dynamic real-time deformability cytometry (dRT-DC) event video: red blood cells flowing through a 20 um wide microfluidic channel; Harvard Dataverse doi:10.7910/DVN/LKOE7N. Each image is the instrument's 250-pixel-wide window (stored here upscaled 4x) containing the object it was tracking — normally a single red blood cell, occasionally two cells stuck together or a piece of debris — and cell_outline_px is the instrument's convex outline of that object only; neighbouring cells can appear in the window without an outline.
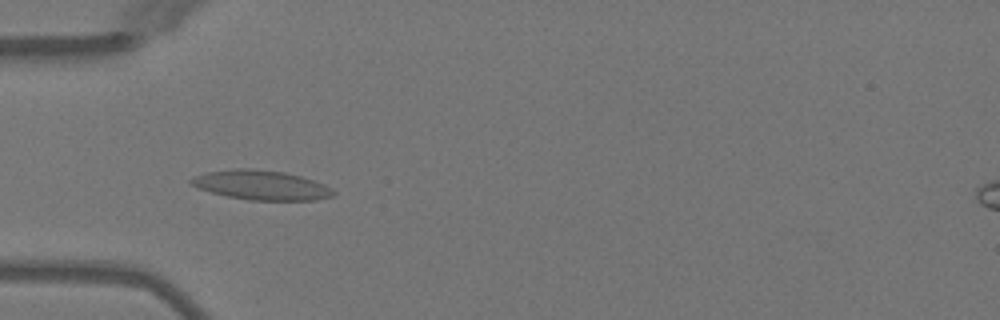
{"species": "Egyptian fruit bat (a non-hibernating species)", "species_latin": "Rousettus aegyptiacus", "temperature_condition": "warm", "stored_images_in_passage": 5, "camera_frame_rate_fps": 3000, "um_per_image_px": 0.085, "animal": {"sex": "female"}, "frame": {"image": 1, "passage_image": 3, "time_ms": 2.667, "image_size_px": [1000, 320], "cell_outline_px": [[336, 192], [332, 196], [316, 200], [248, 200], [228, 196], [212, 192], [200, 188], [192, 184], [188, 180], [196, 176], [208, 172], [232, 168], [248, 168], [284, 172], [300, 176], [324, 184], [332, 188]], "centroid_in_image_um": [22.24, 15.73], "position_along_channel_um": 62.8, "area_um2": 24.22}}
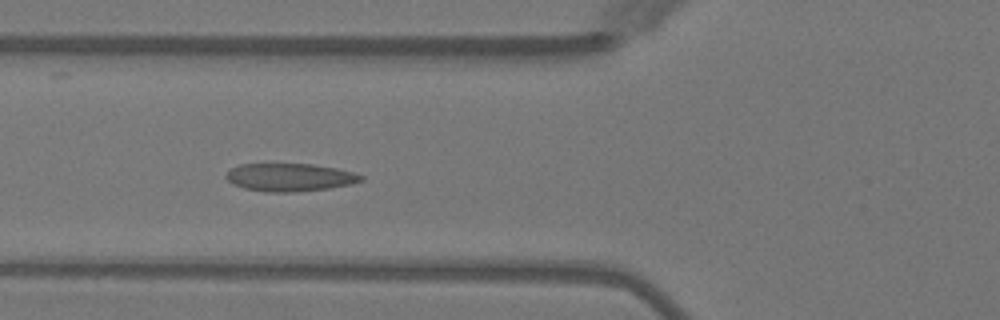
{"frame": {"image": 2, "passage_image": 4, "time_ms": 3.667, "image_size_px": [1000, 320], "cell_outline_px": [[364, 180], [352, 184], [328, 188], [292, 192], [264, 192], [244, 188], [232, 184], [224, 176], [232, 168], [240, 164], [312, 164], [336, 168], [352, 172], [364, 176]], "centroid_in_image_um": [24.63, 15.07], "position_along_channel_um": 101.2, "area_um2": 21.91}}
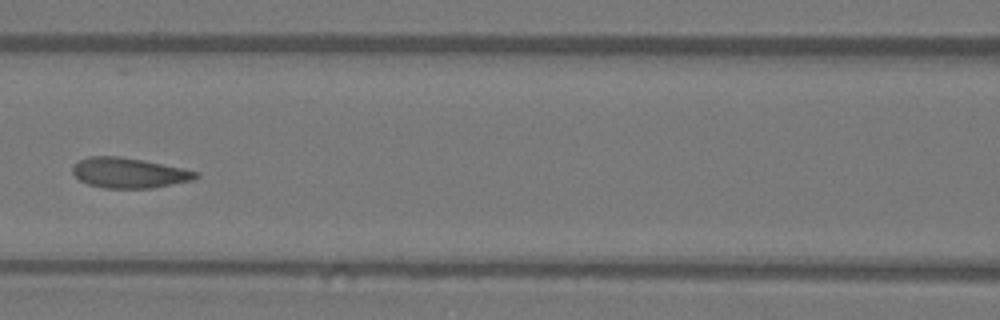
{"frame": {"image": 3, "passage_image": 5, "time_ms": 5.0, "image_size_px": [1000, 320], "cell_outline_px": [[200, 176], [192, 180], [152, 188], [104, 188], [88, 184], [80, 180], [72, 172], [72, 168], [80, 160], [88, 156], [120, 156], [184, 168], [200, 172]], "centroid_in_image_um": [10.99, 14.69], "position_along_channel_um": 155.6, "area_um2": 21.62}}